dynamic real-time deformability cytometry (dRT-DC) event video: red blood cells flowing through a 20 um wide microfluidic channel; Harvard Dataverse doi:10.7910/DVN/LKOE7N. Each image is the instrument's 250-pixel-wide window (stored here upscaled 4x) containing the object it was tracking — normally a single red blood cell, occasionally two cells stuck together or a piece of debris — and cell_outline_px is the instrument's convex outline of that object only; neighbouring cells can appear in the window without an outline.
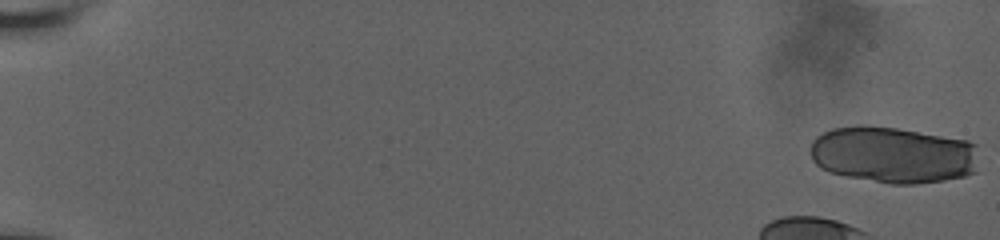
{"species": "human", "species_latin": "Homo sapiens", "temperature_condition": "room temperature", "stored_images_in_passage": 44, "camera_frame_rate_fps": 3000, "um_per_image_px": 0.085, "donor": {"sex": "male"}, "frame": {"image": 1, "passage_image": 1, "time_ms": 0.0, "image_size_px": [1000, 240], "cell_outline_px": [[976, 172], [964, 176], [944, 180], [916, 184], [892, 184], [848, 176], [828, 172], [820, 168], [812, 160], [812, 140], [816, 136], [832, 128], [896, 128], [968, 140], [976, 144]], "centroid_in_image_um": [75.94, 13.19], "position_along_channel_um": 9.1, "area_um2": 54.85}}
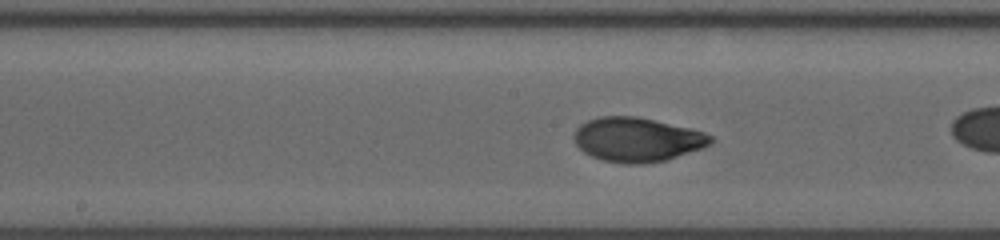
{"frame": {"image": 2, "passage_image": 29, "time_ms": 9.333, "image_size_px": [1000, 240], "cell_outline_px": [[712, 144], [704, 148], [668, 160], [644, 164], [628, 164], [604, 160], [592, 156], [584, 152], [576, 144], [572, 136], [576, 128], [580, 124], [588, 120], [600, 116], [636, 116], [692, 128], [704, 132], [712, 136]], "centroid_in_image_um": [54.18, 11.86], "position_along_channel_um": 194.0, "area_um2": 35.55}}
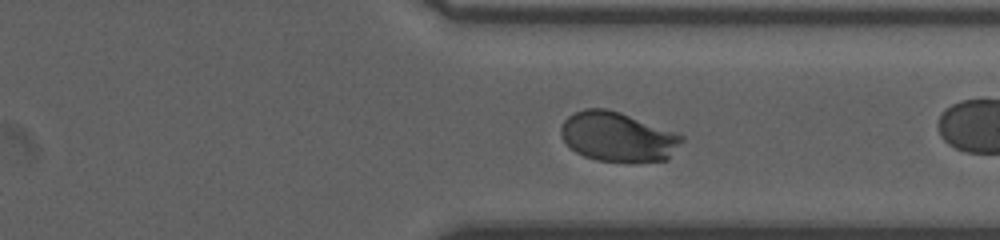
{"frame": {"image": 3, "passage_image": 42, "time_ms": 13.667, "image_size_px": [1000, 240], "cell_outline_px": [[684, 140], [668, 160], [596, 160], [584, 156], [576, 152], [560, 136], [560, 128], [564, 120], [568, 116], [584, 108], [608, 108], [620, 112], [684, 136]], "centroid_in_image_um": [52.48, 11.6], "position_along_channel_um": 358.9, "area_um2": 34.28}}